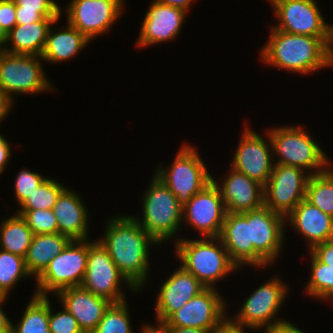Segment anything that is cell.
<instances>
[{"mask_svg": "<svg viewBox=\"0 0 333 333\" xmlns=\"http://www.w3.org/2000/svg\"><path fill=\"white\" fill-rule=\"evenodd\" d=\"M12 148L4 134L0 133V175L4 173L10 160H12Z\"/></svg>", "mask_w": 333, "mask_h": 333, "instance_id": "obj_42", "label": "cell"}, {"mask_svg": "<svg viewBox=\"0 0 333 333\" xmlns=\"http://www.w3.org/2000/svg\"><path fill=\"white\" fill-rule=\"evenodd\" d=\"M61 307L62 308L59 312H54L49 299L50 333H83L75 317L63 306Z\"/></svg>", "mask_w": 333, "mask_h": 333, "instance_id": "obj_37", "label": "cell"}, {"mask_svg": "<svg viewBox=\"0 0 333 333\" xmlns=\"http://www.w3.org/2000/svg\"><path fill=\"white\" fill-rule=\"evenodd\" d=\"M49 297L33 294L18 323L11 322V333H50Z\"/></svg>", "mask_w": 333, "mask_h": 333, "instance_id": "obj_29", "label": "cell"}, {"mask_svg": "<svg viewBox=\"0 0 333 333\" xmlns=\"http://www.w3.org/2000/svg\"><path fill=\"white\" fill-rule=\"evenodd\" d=\"M219 238L239 269L244 266L254 269V246L250 242L249 223L240 213H226Z\"/></svg>", "mask_w": 333, "mask_h": 333, "instance_id": "obj_24", "label": "cell"}, {"mask_svg": "<svg viewBox=\"0 0 333 333\" xmlns=\"http://www.w3.org/2000/svg\"><path fill=\"white\" fill-rule=\"evenodd\" d=\"M127 302L112 303L92 333H135Z\"/></svg>", "mask_w": 333, "mask_h": 333, "instance_id": "obj_33", "label": "cell"}, {"mask_svg": "<svg viewBox=\"0 0 333 333\" xmlns=\"http://www.w3.org/2000/svg\"><path fill=\"white\" fill-rule=\"evenodd\" d=\"M151 177L149 186L142 192L141 215L132 217L159 245L169 242L168 240H175L174 244L181 238L177 233H181L184 228L182 206L161 179L154 173Z\"/></svg>", "mask_w": 333, "mask_h": 333, "instance_id": "obj_4", "label": "cell"}, {"mask_svg": "<svg viewBox=\"0 0 333 333\" xmlns=\"http://www.w3.org/2000/svg\"><path fill=\"white\" fill-rule=\"evenodd\" d=\"M289 285L276 273L248 295L245 301L242 300L241 308L235 315H230L231 318L257 331H263L286 321L285 318H278L277 315H280L279 311L289 297L291 289Z\"/></svg>", "mask_w": 333, "mask_h": 333, "instance_id": "obj_8", "label": "cell"}, {"mask_svg": "<svg viewBox=\"0 0 333 333\" xmlns=\"http://www.w3.org/2000/svg\"><path fill=\"white\" fill-rule=\"evenodd\" d=\"M16 10L37 11L43 18H60L61 6L56 0H14Z\"/></svg>", "mask_w": 333, "mask_h": 333, "instance_id": "obj_38", "label": "cell"}, {"mask_svg": "<svg viewBox=\"0 0 333 333\" xmlns=\"http://www.w3.org/2000/svg\"><path fill=\"white\" fill-rule=\"evenodd\" d=\"M174 245L179 265L206 288H216L221 279L241 270L231 261L219 237L186 239L183 236Z\"/></svg>", "mask_w": 333, "mask_h": 333, "instance_id": "obj_3", "label": "cell"}, {"mask_svg": "<svg viewBox=\"0 0 333 333\" xmlns=\"http://www.w3.org/2000/svg\"><path fill=\"white\" fill-rule=\"evenodd\" d=\"M16 24L15 1L0 0V26L9 33Z\"/></svg>", "mask_w": 333, "mask_h": 333, "instance_id": "obj_39", "label": "cell"}, {"mask_svg": "<svg viewBox=\"0 0 333 333\" xmlns=\"http://www.w3.org/2000/svg\"><path fill=\"white\" fill-rule=\"evenodd\" d=\"M297 324L291 323L290 320L283 321L274 325L273 327L267 328L263 333H307L304 330H301L300 327L296 326Z\"/></svg>", "mask_w": 333, "mask_h": 333, "instance_id": "obj_43", "label": "cell"}, {"mask_svg": "<svg viewBox=\"0 0 333 333\" xmlns=\"http://www.w3.org/2000/svg\"><path fill=\"white\" fill-rule=\"evenodd\" d=\"M288 225L308 241V251L320 243L333 240V217L305 199L285 218V226Z\"/></svg>", "mask_w": 333, "mask_h": 333, "instance_id": "obj_22", "label": "cell"}, {"mask_svg": "<svg viewBox=\"0 0 333 333\" xmlns=\"http://www.w3.org/2000/svg\"><path fill=\"white\" fill-rule=\"evenodd\" d=\"M59 18H43L30 24H16L7 33V42L3 51L10 54L41 56L48 31Z\"/></svg>", "mask_w": 333, "mask_h": 333, "instance_id": "obj_26", "label": "cell"}, {"mask_svg": "<svg viewBox=\"0 0 333 333\" xmlns=\"http://www.w3.org/2000/svg\"><path fill=\"white\" fill-rule=\"evenodd\" d=\"M125 0H71L65 12L67 22L90 41L109 33L125 10Z\"/></svg>", "mask_w": 333, "mask_h": 333, "instance_id": "obj_13", "label": "cell"}, {"mask_svg": "<svg viewBox=\"0 0 333 333\" xmlns=\"http://www.w3.org/2000/svg\"><path fill=\"white\" fill-rule=\"evenodd\" d=\"M108 218L104 224V234L97 240L107 250L120 272L140 292L150 280V249L162 246L132 214H117Z\"/></svg>", "mask_w": 333, "mask_h": 333, "instance_id": "obj_1", "label": "cell"}, {"mask_svg": "<svg viewBox=\"0 0 333 333\" xmlns=\"http://www.w3.org/2000/svg\"><path fill=\"white\" fill-rule=\"evenodd\" d=\"M48 176L42 175L41 173L31 171L29 169L22 168L17 173L14 181V198H16L17 205H21L31 195L35 188L43 183Z\"/></svg>", "mask_w": 333, "mask_h": 333, "instance_id": "obj_36", "label": "cell"}, {"mask_svg": "<svg viewBox=\"0 0 333 333\" xmlns=\"http://www.w3.org/2000/svg\"><path fill=\"white\" fill-rule=\"evenodd\" d=\"M42 62L41 56L10 54L0 50V90L14 102L18 94L32 96L55 92L57 89L46 75Z\"/></svg>", "mask_w": 333, "mask_h": 333, "instance_id": "obj_7", "label": "cell"}, {"mask_svg": "<svg viewBox=\"0 0 333 333\" xmlns=\"http://www.w3.org/2000/svg\"><path fill=\"white\" fill-rule=\"evenodd\" d=\"M7 295L0 294V333H11L12 320L4 312V303L8 300Z\"/></svg>", "mask_w": 333, "mask_h": 333, "instance_id": "obj_45", "label": "cell"}, {"mask_svg": "<svg viewBox=\"0 0 333 333\" xmlns=\"http://www.w3.org/2000/svg\"><path fill=\"white\" fill-rule=\"evenodd\" d=\"M305 200L333 217V166L326 171L311 175L307 184Z\"/></svg>", "mask_w": 333, "mask_h": 333, "instance_id": "obj_31", "label": "cell"}, {"mask_svg": "<svg viewBox=\"0 0 333 333\" xmlns=\"http://www.w3.org/2000/svg\"><path fill=\"white\" fill-rule=\"evenodd\" d=\"M43 17L37 11L16 10V23L20 25L41 21Z\"/></svg>", "mask_w": 333, "mask_h": 333, "instance_id": "obj_44", "label": "cell"}, {"mask_svg": "<svg viewBox=\"0 0 333 333\" xmlns=\"http://www.w3.org/2000/svg\"><path fill=\"white\" fill-rule=\"evenodd\" d=\"M240 214L249 223L250 242L254 246V270L269 268L284 250L285 218L265 205Z\"/></svg>", "mask_w": 333, "mask_h": 333, "instance_id": "obj_11", "label": "cell"}, {"mask_svg": "<svg viewBox=\"0 0 333 333\" xmlns=\"http://www.w3.org/2000/svg\"><path fill=\"white\" fill-rule=\"evenodd\" d=\"M311 252L323 263L333 268V240L316 245Z\"/></svg>", "mask_w": 333, "mask_h": 333, "instance_id": "obj_41", "label": "cell"}, {"mask_svg": "<svg viewBox=\"0 0 333 333\" xmlns=\"http://www.w3.org/2000/svg\"><path fill=\"white\" fill-rule=\"evenodd\" d=\"M249 126L245 122L230 167L264 186L268 182L275 164L272 143L267 130L262 136Z\"/></svg>", "mask_w": 333, "mask_h": 333, "instance_id": "obj_16", "label": "cell"}, {"mask_svg": "<svg viewBox=\"0 0 333 333\" xmlns=\"http://www.w3.org/2000/svg\"><path fill=\"white\" fill-rule=\"evenodd\" d=\"M278 23L272 26L290 34L333 38V22L327 23L316 0H268Z\"/></svg>", "mask_w": 333, "mask_h": 333, "instance_id": "obj_12", "label": "cell"}, {"mask_svg": "<svg viewBox=\"0 0 333 333\" xmlns=\"http://www.w3.org/2000/svg\"><path fill=\"white\" fill-rule=\"evenodd\" d=\"M200 153L194 145L184 142L178 149L173 163L154 169V174L163 181L184 207L194 196L212 181Z\"/></svg>", "mask_w": 333, "mask_h": 333, "instance_id": "obj_6", "label": "cell"}, {"mask_svg": "<svg viewBox=\"0 0 333 333\" xmlns=\"http://www.w3.org/2000/svg\"><path fill=\"white\" fill-rule=\"evenodd\" d=\"M15 212L24 218L34 235L58 232L57 219L52 209H18Z\"/></svg>", "mask_w": 333, "mask_h": 333, "instance_id": "obj_35", "label": "cell"}, {"mask_svg": "<svg viewBox=\"0 0 333 333\" xmlns=\"http://www.w3.org/2000/svg\"><path fill=\"white\" fill-rule=\"evenodd\" d=\"M228 170L220 182L212 175V181L220 191L226 212L243 213L263 206L264 186L230 166Z\"/></svg>", "mask_w": 333, "mask_h": 333, "instance_id": "obj_20", "label": "cell"}, {"mask_svg": "<svg viewBox=\"0 0 333 333\" xmlns=\"http://www.w3.org/2000/svg\"><path fill=\"white\" fill-rule=\"evenodd\" d=\"M266 130L272 143L274 163L299 167L311 175L322 173L333 164L304 126H269Z\"/></svg>", "mask_w": 333, "mask_h": 333, "instance_id": "obj_5", "label": "cell"}, {"mask_svg": "<svg viewBox=\"0 0 333 333\" xmlns=\"http://www.w3.org/2000/svg\"><path fill=\"white\" fill-rule=\"evenodd\" d=\"M66 188L58 179L48 177L35 191L19 206L18 209H53L60 193Z\"/></svg>", "mask_w": 333, "mask_h": 333, "instance_id": "obj_34", "label": "cell"}, {"mask_svg": "<svg viewBox=\"0 0 333 333\" xmlns=\"http://www.w3.org/2000/svg\"><path fill=\"white\" fill-rule=\"evenodd\" d=\"M140 328L141 333H171L169 330L165 329L162 325H152L151 323H144Z\"/></svg>", "mask_w": 333, "mask_h": 333, "instance_id": "obj_48", "label": "cell"}, {"mask_svg": "<svg viewBox=\"0 0 333 333\" xmlns=\"http://www.w3.org/2000/svg\"><path fill=\"white\" fill-rule=\"evenodd\" d=\"M310 176L302 168L275 163L264 185V205L286 218L305 199Z\"/></svg>", "mask_w": 333, "mask_h": 333, "instance_id": "obj_15", "label": "cell"}, {"mask_svg": "<svg viewBox=\"0 0 333 333\" xmlns=\"http://www.w3.org/2000/svg\"><path fill=\"white\" fill-rule=\"evenodd\" d=\"M60 19L61 17L53 22L48 31L46 43L41 53L45 63L59 64L72 60L92 42L68 22L62 28H55L54 24L58 23Z\"/></svg>", "mask_w": 333, "mask_h": 333, "instance_id": "obj_25", "label": "cell"}, {"mask_svg": "<svg viewBox=\"0 0 333 333\" xmlns=\"http://www.w3.org/2000/svg\"><path fill=\"white\" fill-rule=\"evenodd\" d=\"M216 288H205L172 313L161 325L164 328H196L210 331L228 315V303Z\"/></svg>", "mask_w": 333, "mask_h": 333, "instance_id": "obj_14", "label": "cell"}, {"mask_svg": "<svg viewBox=\"0 0 333 333\" xmlns=\"http://www.w3.org/2000/svg\"><path fill=\"white\" fill-rule=\"evenodd\" d=\"M169 330L171 333H211L210 331L196 329V328H188V327H181V328H165Z\"/></svg>", "mask_w": 333, "mask_h": 333, "instance_id": "obj_49", "label": "cell"}, {"mask_svg": "<svg viewBox=\"0 0 333 333\" xmlns=\"http://www.w3.org/2000/svg\"><path fill=\"white\" fill-rule=\"evenodd\" d=\"M124 285L126 288L123 287ZM81 286L112 303L127 300L125 295L127 288L134 294L138 293V290L120 272L107 250L97 239L92 241L88 239L87 267Z\"/></svg>", "mask_w": 333, "mask_h": 333, "instance_id": "obj_10", "label": "cell"}, {"mask_svg": "<svg viewBox=\"0 0 333 333\" xmlns=\"http://www.w3.org/2000/svg\"><path fill=\"white\" fill-rule=\"evenodd\" d=\"M55 298L77 320L83 332L92 333L105 311L112 304L109 300L96 296L82 286L67 287L55 294Z\"/></svg>", "mask_w": 333, "mask_h": 333, "instance_id": "obj_21", "label": "cell"}, {"mask_svg": "<svg viewBox=\"0 0 333 333\" xmlns=\"http://www.w3.org/2000/svg\"><path fill=\"white\" fill-rule=\"evenodd\" d=\"M260 51L263 64L302 75L333 67V38L290 34L270 26Z\"/></svg>", "mask_w": 333, "mask_h": 333, "instance_id": "obj_2", "label": "cell"}, {"mask_svg": "<svg viewBox=\"0 0 333 333\" xmlns=\"http://www.w3.org/2000/svg\"><path fill=\"white\" fill-rule=\"evenodd\" d=\"M151 4V5H150ZM145 13L137 38V48L172 41L180 35L188 12L153 0Z\"/></svg>", "mask_w": 333, "mask_h": 333, "instance_id": "obj_18", "label": "cell"}, {"mask_svg": "<svg viewBox=\"0 0 333 333\" xmlns=\"http://www.w3.org/2000/svg\"><path fill=\"white\" fill-rule=\"evenodd\" d=\"M88 239L72 240L55 256L45 270L35 279V291L39 296H54L58 291L81 286L87 267Z\"/></svg>", "mask_w": 333, "mask_h": 333, "instance_id": "obj_9", "label": "cell"}, {"mask_svg": "<svg viewBox=\"0 0 333 333\" xmlns=\"http://www.w3.org/2000/svg\"><path fill=\"white\" fill-rule=\"evenodd\" d=\"M310 256V276L304 293L311 299L328 302L333 300V268L321 262L311 251Z\"/></svg>", "mask_w": 333, "mask_h": 333, "instance_id": "obj_30", "label": "cell"}, {"mask_svg": "<svg viewBox=\"0 0 333 333\" xmlns=\"http://www.w3.org/2000/svg\"><path fill=\"white\" fill-rule=\"evenodd\" d=\"M0 219V249L25 258L34 233L16 212L6 219Z\"/></svg>", "mask_w": 333, "mask_h": 333, "instance_id": "obj_28", "label": "cell"}, {"mask_svg": "<svg viewBox=\"0 0 333 333\" xmlns=\"http://www.w3.org/2000/svg\"><path fill=\"white\" fill-rule=\"evenodd\" d=\"M160 283L155 302V324L161 325L172 313L202 292L206 287L182 266ZM162 284V285H161Z\"/></svg>", "mask_w": 333, "mask_h": 333, "instance_id": "obj_19", "label": "cell"}, {"mask_svg": "<svg viewBox=\"0 0 333 333\" xmlns=\"http://www.w3.org/2000/svg\"><path fill=\"white\" fill-rule=\"evenodd\" d=\"M30 277L23 257L0 249V294L9 296L21 279Z\"/></svg>", "mask_w": 333, "mask_h": 333, "instance_id": "obj_32", "label": "cell"}, {"mask_svg": "<svg viewBox=\"0 0 333 333\" xmlns=\"http://www.w3.org/2000/svg\"><path fill=\"white\" fill-rule=\"evenodd\" d=\"M226 209L218 187L211 181L182 207V224L202 237H219Z\"/></svg>", "mask_w": 333, "mask_h": 333, "instance_id": "obj_17", "label": "cell"}, {"mask_svg": "<svg viewBox=\"0 0 333 333\" xmlns=\"http://www.w3.org/2000/svg\"><path fill=\"white\" fill-rule=\"evenodd\" d=\"M14 103L15 102L6 93L0 90V124L10 116Z\"/></svg>", "mask_w": 333, "mask_h": 333, "instance_id": "obj_46", "label": "cell"}, {"mask_svg": "<svg viewBox=\"0 0 333 333\" xmlns=\"http://www.w3.org/2000/svg\"><path fill=\"white\" fill-rule=\"evenodd\" d=\"M72 240L57 233L35 234L25 256V266L34 280L45 270L50 261L60 254Z\"/></svg>", "mask_w": 333, "mask_h": 333, "instance_id": "obj_27", "label": "cell"}, {"mask_svg": "<svg viewBox=\"0 0 333 333\" xmlns=\"http://www.w3.org/2000/svg\"><path fill=\"white\" fill-rule=\"evenodd\" d=\"M80 193L66 187L53 206L58 232L71 240H87L89 236V210Z\"/></svg>", "mask_w": 333, "mask_h": 333, "instance_id": "obj_23", "label": "cell"}, {"mask_svg": "<svg viewBox=\"0 0 333 333\" xmlns=\"http://www.w3.org/2000/svg\"><path fill=\"white\" fill-rule=\"evenodd\" d=\"M155 1L164 5L178 7L189 12L190 8L192 7L191 4H193L195 0H155Z\"/></svg>", "mask_w": 333, "mask_h": 333, "instance_id": "obj_47", "label": "cell"}, {"mask_svg": "<svg viewBox=\"0 0 333 333\" xmlns=\"http://www.w3.org/2000/svg\"><path fill=\"white\" fill-rule=\"evenodd\" d=\"M7 42V33L6 31L0 26V50H3Z\"/></svg>", "mask_w": 333, "mask_h": 333, "instance_id": "obj_50", "label": "cell"}, {"mask_svg": "<svg viewBox=\"0 0 333 333\" xmlns=\"http://www.w3.org/2000/svg\"><path fill=\"white\" fill-rule=\"evenodd\" d=\"M253 330L256 329L246 326L240 323L235 322L229 315H227L213 330L212 333H248L245 330Z\"/></svg>", "mask_w": 333, "mask_h": 333, "instance_id": "obj_40", "label": "cell"}]
</instances>
